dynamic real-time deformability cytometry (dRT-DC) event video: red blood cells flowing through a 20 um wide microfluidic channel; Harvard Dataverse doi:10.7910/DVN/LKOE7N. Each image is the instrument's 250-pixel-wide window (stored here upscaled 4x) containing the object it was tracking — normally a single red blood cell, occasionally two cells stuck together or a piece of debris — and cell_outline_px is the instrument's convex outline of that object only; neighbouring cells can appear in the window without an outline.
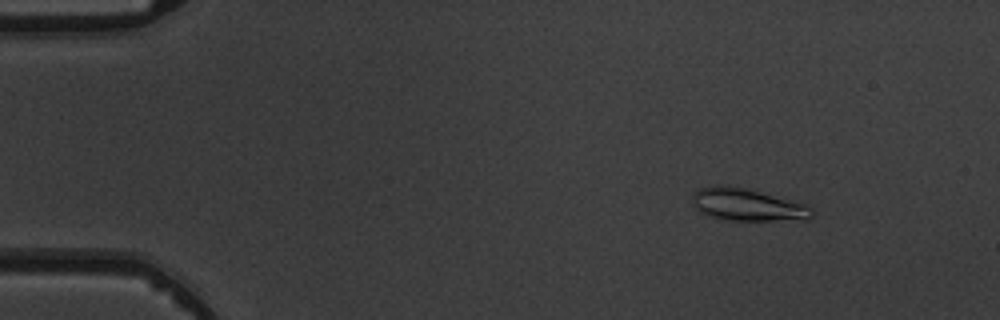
{"species": "common noctule bat (a hibernating species)", "species_latin": "Nyctalus noctula", "temperature_condition": "warm", "stored_images_in_passage": 4, "camera_frame_rate_fps": 3000, "um_per_image_px": 0.085, "animal": {"sex": "male", "body_mass_g": 19.5, "forearm_length_mm": 54.6}, "frame": {"image": 1, "passage_image": 2, "time_ms": 1.0, "image_size_px": [1000, 320], "cell_outline_px": [[816, 216], [808, 220], [724, 220], [708, 216], [700, 212], [692, 204], [692, 196], [700, 188], [716, 184], [724, 184], [748, 188], [808, 204], [812, 208]], "centroid_in_image_um": [63.58, 17.4], "position_along_channel_um": 21.4, "area_um2": 23.18}}